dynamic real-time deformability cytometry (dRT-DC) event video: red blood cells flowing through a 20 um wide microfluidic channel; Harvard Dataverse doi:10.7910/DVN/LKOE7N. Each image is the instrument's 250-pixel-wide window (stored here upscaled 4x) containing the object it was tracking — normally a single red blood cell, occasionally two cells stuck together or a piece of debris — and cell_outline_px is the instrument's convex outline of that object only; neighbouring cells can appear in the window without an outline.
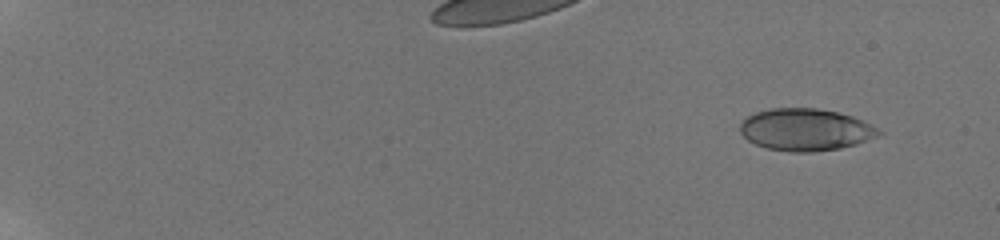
{"species": "human", "species_latin": "Homo sapiens", "temperature_condition": "room temperature", "stored_images_in_passage": 45, "camera_frame_rate_fps": 3000, "um_per_image_px": 0.085, "donor": {"sex": "male"}, "frame": {"image": 1, "passage_image": 2, "time_ms": 0.667, "image_size_px": [1000, 240], "cell_outline_px": [[884, 132], [876, 136], [856, 144], [840, 148], [812, 152], [788, 152], [768, 148], [756, 144], [748, 140], [740, 132], [740, 124], [748, 116], [756, 112], [772, 108], [816, 108], [836, 112], [852, 116]], "centroid_in_image_um": [68.44, 11.02], "position_along_channel_um": 16.6, "area_um2": 33.64}}
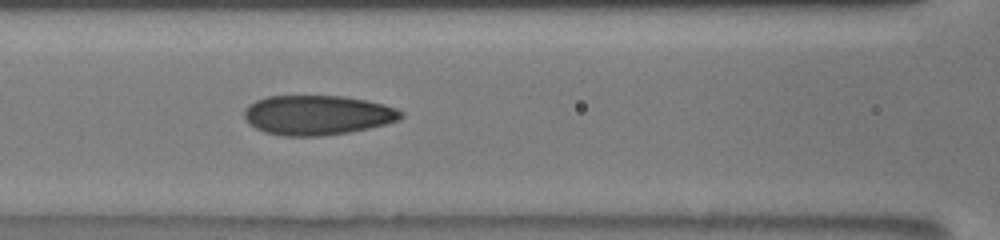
{"frame": {"image": 2, "passage_image": 22, "time_ms": 9.0, "image_size_px": [1000, 240], "cell_outline_px": [[404, 116], [400, 120], [368, 128], [348, 132], [320, 136], [284, 136], [264, 132], [248, 124], [244, 116], [244, 112], [248, 104], [256, 100], [268, 96], [340, 96], [364, 100], [384, 104], [396, 108], [404, 112]], "centroid_in_image_um": [26.97, 9.78], "position_along_channel_um": 139.6, "area_um2": 36.24}}
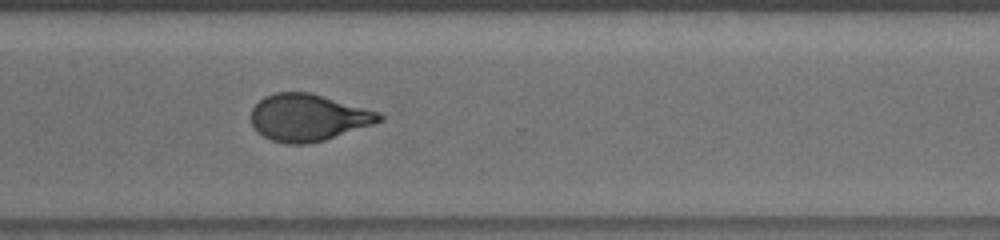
{"frame": {"image": 3, "passage_image": 36, "time_ms": 14.333, "image_size_px": [1000, 240], "cell_outline_px": [[384, 120], [324, 140], [308, 144], [288, 144], [272, 140], [264, 136], [252, 124], [252, 108], [264, 96], [276, 92], [308, 92], [380, 112], [384, 116]], "centroid_in_image_um": [26.2, 9.99], "position_along_channel_um": 344.4, "area_um2": 34.62}, "authors_computed_cell_mechanics": {"area_um2": 34.7378, "velocity_mm_per_s": 3.8538, "shape_relaxation_time_tau1_ms": 6.857, "shape_relaxation_time_tau2_ms": 1.163, "deformation_change_tau1": 0.1898, "deformation_change_tau2": 0.0619}}